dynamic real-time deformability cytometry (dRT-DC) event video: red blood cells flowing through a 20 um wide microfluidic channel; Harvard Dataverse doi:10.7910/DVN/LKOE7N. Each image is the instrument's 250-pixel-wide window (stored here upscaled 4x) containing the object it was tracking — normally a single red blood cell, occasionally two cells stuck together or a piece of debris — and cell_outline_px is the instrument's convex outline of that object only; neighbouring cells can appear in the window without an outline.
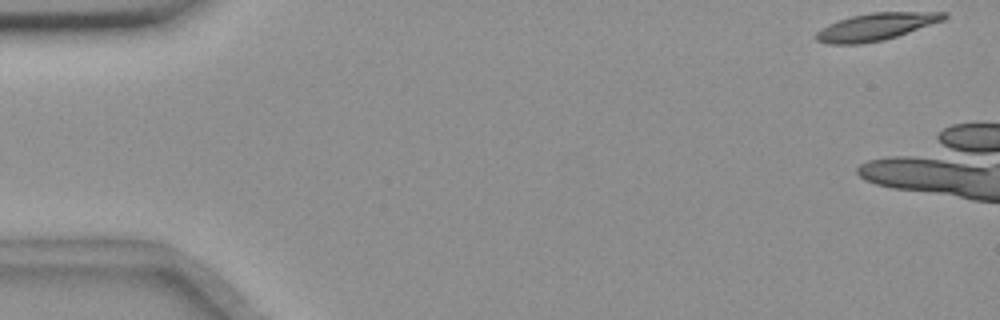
{"species": "common noctule bat (a hibernating species)", "species_latin": "Nyctalus noctula", "temperature_condition": "room temperature", "stored_images_in_passage": 7, "camera_frame_rate_fps": 3000, "um_per_image_px": 0.085, "animal": {"sex": "female", "body_mass_g": 18.4}, "frame": {"image": 1, "passage_image": 1, "time_ms": 0.0, "image_size_px": [1000, 320], "cell_outline_px": [[948, 16], [944, 20], [884, 40], [860, 44], [828, 44], [816, 40], [816, 32], [828, 24], [852, 16], [872, 12], [948, 12]], "centroid_in_image_um": [74.46, 2.27], "position_along_channel_um": 10.5, "area_um2": 20.11}}